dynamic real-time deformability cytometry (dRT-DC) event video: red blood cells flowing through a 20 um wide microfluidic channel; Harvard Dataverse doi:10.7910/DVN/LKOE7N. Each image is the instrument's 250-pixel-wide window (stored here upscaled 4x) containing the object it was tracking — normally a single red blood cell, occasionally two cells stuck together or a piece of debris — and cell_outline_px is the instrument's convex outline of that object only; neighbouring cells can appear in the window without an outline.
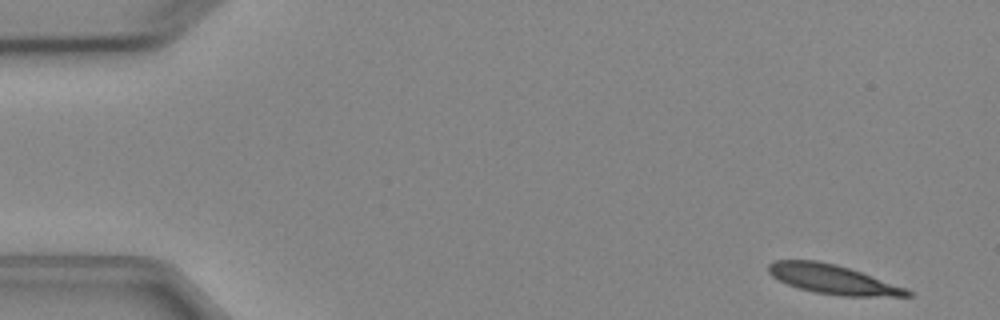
{"species": "Egyptian fruit bat (a non-hibernating species)", "species_latin": "Rousettus aegyptiacus", "temperature_condition": "cold", "stored_images_in_passage": 6, "camera_frame_rate_fps": 3000, "um_per_image_px": 0.085, "animal": {"sex": "female"}, "frame": {"image": 1, "passage_image": 1, "time_ms": 0.0, "image_size_px": [1000, 320], "cell_outline_px": [[912, 296], [840, 296], [816, 292], [800, 288], [788, 284], [772, 276], [768, 272], [768, 264], [776, 260], [816, 260], [836, 264], [860, 272], [904, 288], [912, 292]], "centroid_in_image_um": [70.74, 23.73], "position_along_channel_um": 14.3, "area_um2": 23.18}}
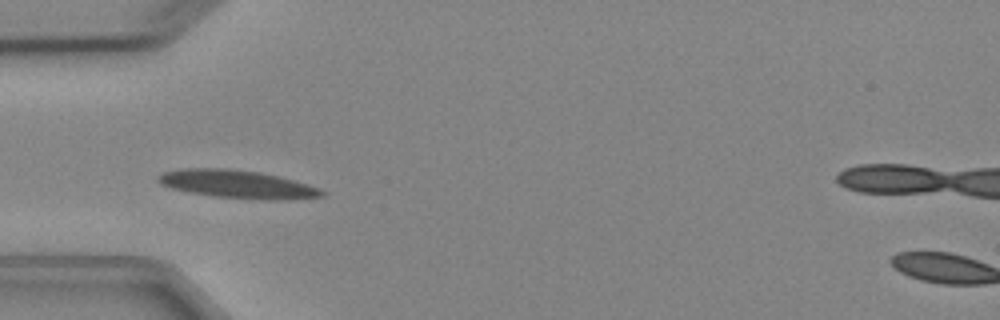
{"frame": {"image": 2, "passage_image": 4, "time_ms": 4.333, "image_size_px": [1000, 320], "cell_outline_px": [[328, 192], [324, 196], [288, 200], [268, 200], [216, 196], [192, 192], [172, 188], [160, 184], [156, 180], [156, 176], [164, 172], [180, 168], [228, 168], [260, 172], [308, 184], [320, 188]], "centroid_in_image_um": [20.2, 15.65], "position_along_channel_um": 64.8, "area_um2": 26.76}}